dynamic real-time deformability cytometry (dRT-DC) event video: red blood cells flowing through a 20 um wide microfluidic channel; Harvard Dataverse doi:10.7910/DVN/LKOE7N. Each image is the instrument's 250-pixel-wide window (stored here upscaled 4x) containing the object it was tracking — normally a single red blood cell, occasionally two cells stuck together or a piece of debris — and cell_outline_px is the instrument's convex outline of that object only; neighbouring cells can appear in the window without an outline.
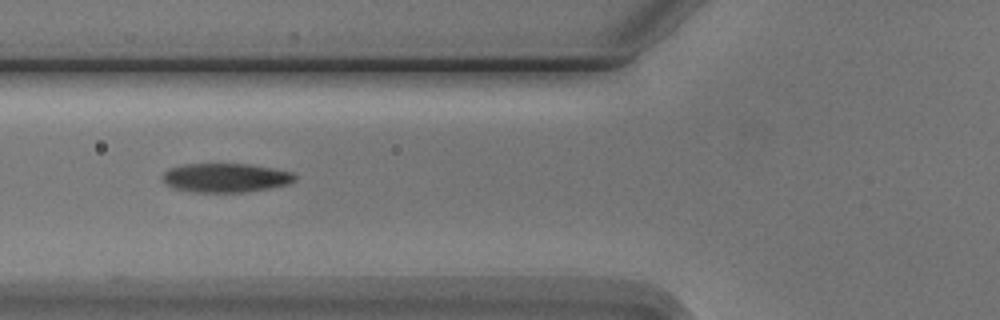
{"species": "Egyptian fruit bat (a non-hibernating species)", "species_latin": "Rousettus aegyptiacus", "temperature_condition": "cold", "stored_images_in_passage": 7, "camera_frame_rate_fps": 3000, "um_per_image_px": 0.085, "animal": {"sex": "male"}, "frame": {"image": 1, "passage_image": 5, "time_ms": 4.667, "image_size_px": [1000, 320], "cell_outline_px": [[296, 180], [288, 184], [268, 188], [244, 192], [196, 192], [172, 188], [164, 184], [160, 176], [168, 168], [184, 164], [248, 164], [272, 168], [292, 172], [296, 176]], "centroid_in_image_um": [19.12, 15.11], "position_along_channel_um": 106.7, "area_um2": 22.48}}
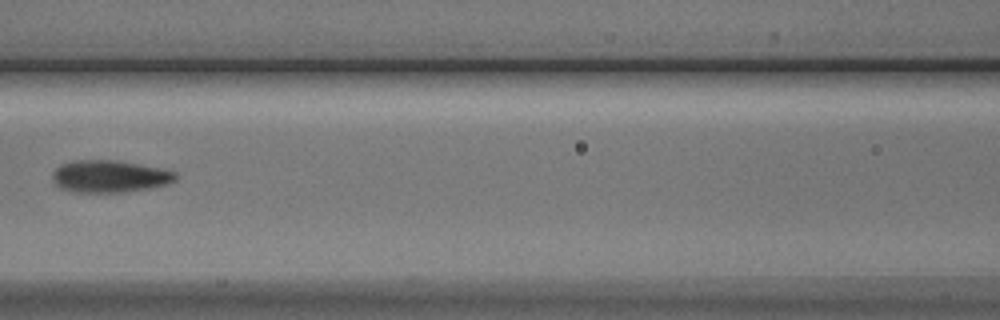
{"frame": {"image": 2, "passage_image": 6, "time_ms": 6.0, "image_size_px": [1000, 320], "cell_outline_px": [[176, 180], [168, 184], [152, 188], [120, 192], [72, 192], [60, 188], [52, 180], [52, 172], [60, 164], [72, 160], [116, 160], [160, 168], [176, 172]], "centroid_in_image_um": [9.29, 14.99], "position_along_channel_um": 157.3, "area_um2": 23.24}}
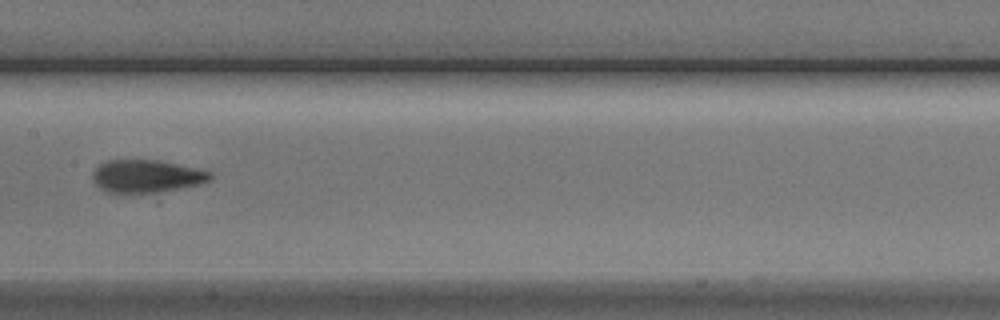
{"frame": {"image": 3, "passage_image": 7, "time_ms": 7.0, "image_size_px": [1000, 320], "cell_outline_px": [[212, 180], [180, 188], [152, 192], [108, 192], [100, 188], [92, 180], [92, 172], [100, 164], [108, 160], [156, 160], [212, 172]], "centroid_in_image_um": [12.41, 14.97], "position_along_channel_um": 195.0, "area_um2": 21.91}}